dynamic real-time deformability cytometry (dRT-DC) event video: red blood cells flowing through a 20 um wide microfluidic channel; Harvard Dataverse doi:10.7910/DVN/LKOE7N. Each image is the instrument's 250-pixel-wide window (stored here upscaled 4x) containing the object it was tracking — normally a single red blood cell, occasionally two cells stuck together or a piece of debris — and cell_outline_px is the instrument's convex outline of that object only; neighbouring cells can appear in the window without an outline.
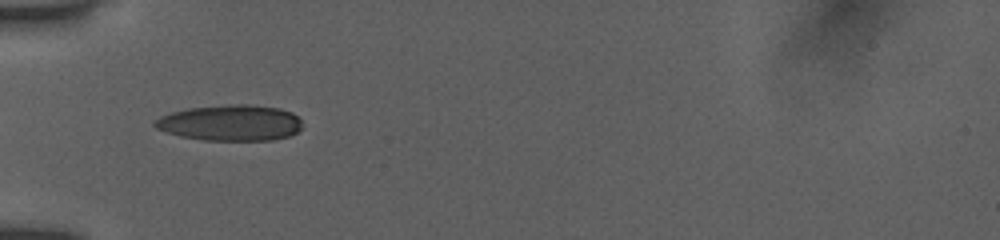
{"species": "human", "species_latin": "Homo sapiens", "temperature_condition": "room temperature", "stored_images_in_passage": 35, "camera_frame_rate_fps": 3000, "um_per_image_px": 0.085, "donor": {"sex": "female"}, "frame": {"image": 1, "passage_image": 1, "time_ms": 0.0, "image_size_px": [1000, 240], "cell_outline_px": [[300, 128], [296, 132], [288, 136], [272, 140], [204, 140], [180, 136], [156, 128], [152, 124], [160, 116], [172, 112], [188, 108], [232, 104], [248, 104], [280, 108], [292, 112], [300, 120]], "centroid_in_image_um": [19.58, 10.43], "position_along_channel_um": 65.4, "area_um2": 30.69}}
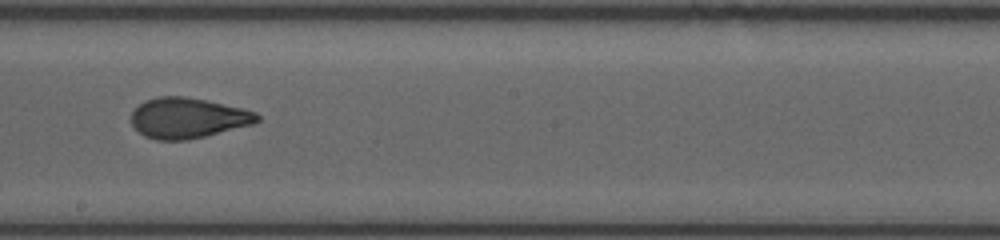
{"frame": {"image": 2, "passage_image": 14, "time_ms": 4.333, "image_size_px": [1000, 240], "cell_outline_px": [[260, 120], [252, 124], [188, 140], [156, 140], [144, 136], [132, 124], [132, 112], [144, 100], [156, 96], [184, 96], [204, 100], [240, 108], [256, 112], [260, 116]], "centroid_in_image_um": [15.94, 10.03], "position_along_channel_um": 232.3, "area_um2": 29.36}}
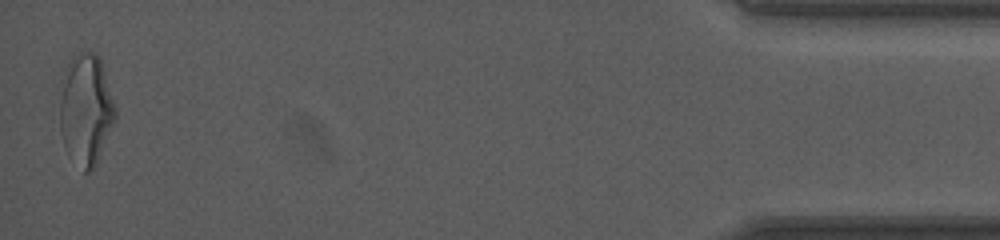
{"frame": {"image": 3, "passage_image": 35, "time_ms": 11.333, "image_size_px": [1000, 240], "cell_outline_px": [[116, 120], [96, 164], [92, 172], [84, 172], [64, 144], [60, 132], [52, 104], [60, 80], [68, 60], [72, 56], [80, 52], [92, 52], [100, 56], [116, 108]], "centroid_in_image_um": [7.2, 9.24], "position_along_channel_um": 428.0, "area_um2": 37.69}, "authors_computed_cell_mechanics": {"area_um2": 30.4028, "velocity_mm_per_s": 3.9388, "shape_relaxation_time_tau1_ms": 5.2978, "shape_relaxation_time_tau2_ms": 1.2122, "deformation_change_tau1": 0.1708, "deformation_change_tau2": 0.079}}